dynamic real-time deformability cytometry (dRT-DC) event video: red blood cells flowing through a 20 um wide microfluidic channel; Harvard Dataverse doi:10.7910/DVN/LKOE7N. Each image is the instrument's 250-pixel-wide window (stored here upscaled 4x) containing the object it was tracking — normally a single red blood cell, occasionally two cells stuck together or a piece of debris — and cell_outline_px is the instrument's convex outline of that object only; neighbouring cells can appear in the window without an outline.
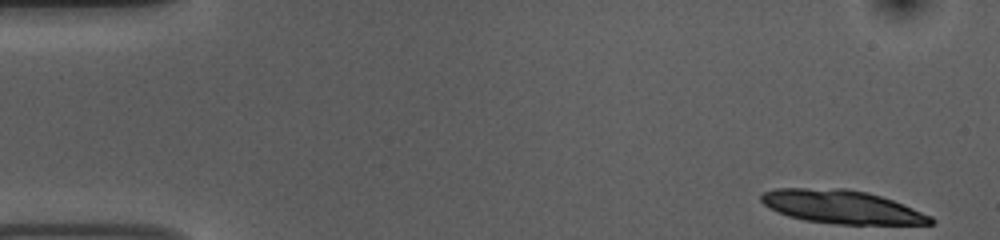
{"species": "common noctule bat (a hibernating species)", "species_latin": "Nyctalus noctula", "temperature_condition": "room temperature", "stored_images_in_passage": 28, "camera_frame_rate_fps": 3000, "um_per_image_px": 0.085, "animal": {"sex": "female", "body_mass_g": 10.0, "forearm_length_mm": 53.1}, "frame": {"image": 1, "passage_image": 1, "time_ms": 0.0, "image_size_px": [1000, 240], "cell_outline_px": [[936, 224], [840, 224], [804, 220], [788, 216], [776, 212], [768, 208], [760, 200], [760, 196], [764, 192], [776, 188], [844, 188], [868, 192], [904, 204], [932, 216], [936, 220]], "centroid_in_image_um": [71.55, 17.58], "position_along_channel_um": 13.4, "area_um2": 33.12}}
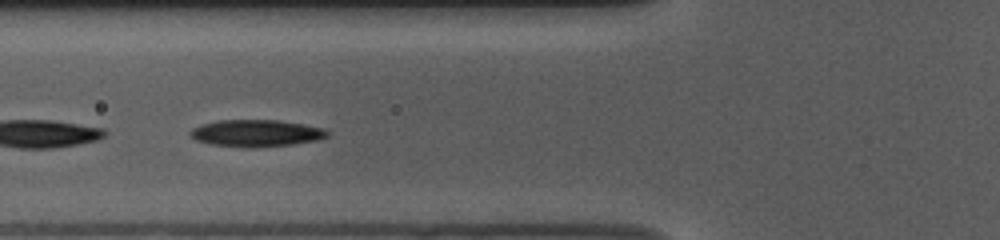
{"frame": {"image": 2, "passage_image": 18, "time_ms": 5.667, "image_size_px": [1000, 240], "cell_outline_px": [[328, 136], [320, 140], [292, 144], [248, 148], [244, 148], [212, 144], [196, 140], [188, 132], [192, 128], [216, 120], [280, 120], [304, 124], [324, 128], [328, 132]], "centroid_in_image_um": [21.8, 11.32], "position_along_channel_um": 104.0, "area_um2": 21.56}}